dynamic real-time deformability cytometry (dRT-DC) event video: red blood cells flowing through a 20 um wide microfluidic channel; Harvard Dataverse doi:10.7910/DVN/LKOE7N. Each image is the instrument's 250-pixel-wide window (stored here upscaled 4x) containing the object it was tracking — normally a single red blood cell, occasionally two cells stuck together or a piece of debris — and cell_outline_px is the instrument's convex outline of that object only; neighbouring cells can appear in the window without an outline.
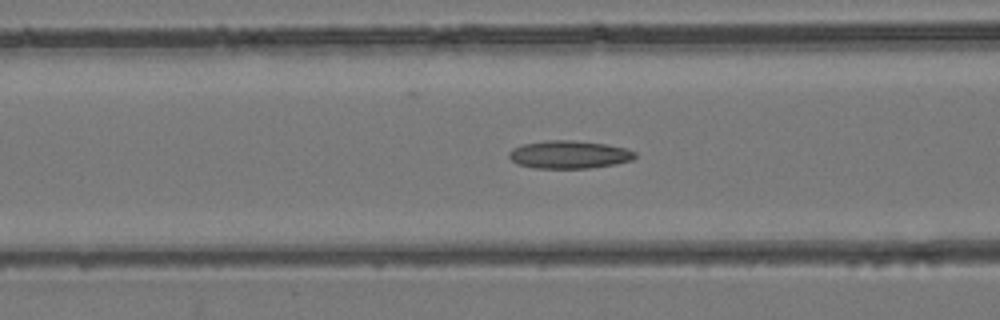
{"species": "common noctule bat (a hibernating species)", "species_latin": "Nyctalus noctula", "temperature_condition": "room temperature", "stored_images_in_passage": 42, "camera_frame_rate_fps": 3000, "um_per_image_px": 0.085, "animal": {"sex": "female", "body_mass_g": 24.6, "forearm_length_mm": 56.2}, "frame": {"image": 1, "passage_image": 17, "time_ms": 5.333, "image_size_px": [1000, 320], "cell_outline_px": [[636, 156], [632, 160], [616, 164], [592, 168], [532, 168], [516, 164], [508, 156], [508, 152], [512, 148], [524, 144], [548, 140], [572, 140], [604, 144], [624, 148], [636, 152]], "centroid_in_image_um": [48.35, 13.15], "position_along_channel_um": 118.2, "area_um2": 20.52}}
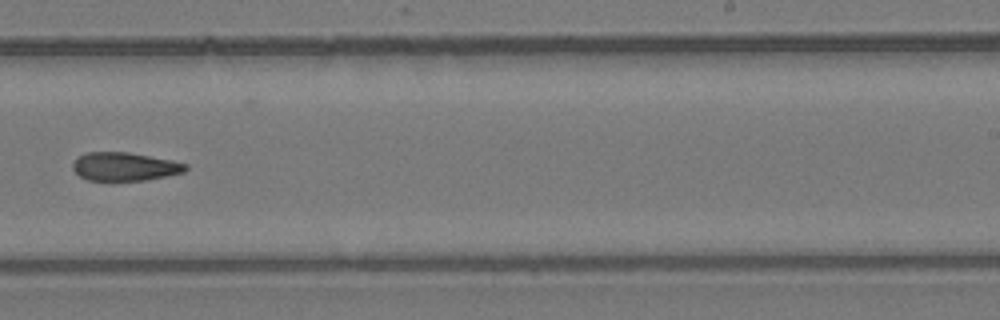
{"frame": {"image": 2, "passage_image": 27, "time_ms": 8.667, "image_size_px": [1000, 320], "cell_outline_px": [[188, 168], [184, 172], [148, 180], [88, 180], [80, 176], [72, 168], [72, 164], [80, 156], [88, 152], [128, 152], [172, 160], [188, 164]], "centroid_in_image_um": [10.63, 14.16], "position_along_channel_um": 278.4, "area_um2": 18.55}}
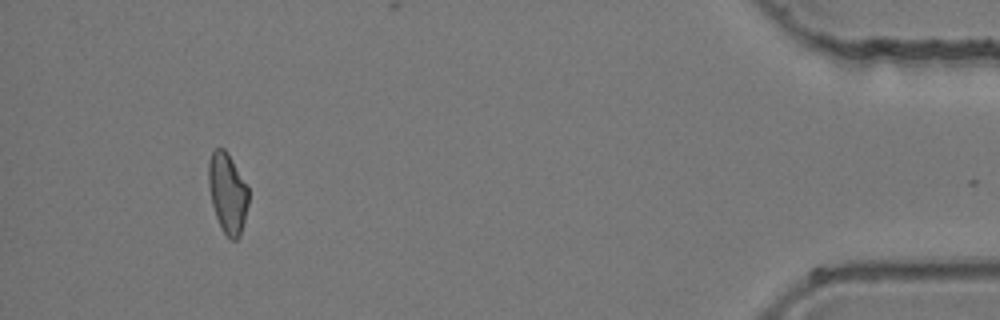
{"frame": {"image": 3, "passage_image": 40, "time_ms": 13.0, "image_size_px": [1000, 320], "cell_outline_px": [[248, 204], [240, 236], [236, 240], [232, 240], [224, 232], [216, 216], [212, 204], [208, 184], [208, 164], [212, 152], [216, 148], [224, 148], [248, 188]], "centroid_in_image_um": [19.33, 16.42], "position_along_channel_um": 415.9, "area_um2": 18.21}}